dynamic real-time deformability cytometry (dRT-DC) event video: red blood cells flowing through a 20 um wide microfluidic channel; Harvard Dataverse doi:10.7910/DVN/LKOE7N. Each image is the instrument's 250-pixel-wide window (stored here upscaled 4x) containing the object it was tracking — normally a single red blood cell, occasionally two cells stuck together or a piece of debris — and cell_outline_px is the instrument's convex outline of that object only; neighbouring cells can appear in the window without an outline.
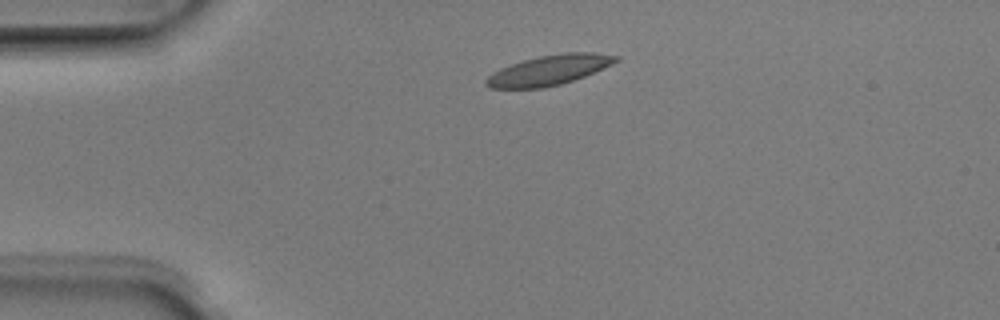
{"species": "Egyptian fruit bat (a non-hibernating species)", "species_latin": "Rousettus aegyptiacus", "temperature_condition": "room temperature", "stored_images_in_passage": 3, "camera_frame_rate_fps": 3000, "um_per_image_px": 0.085, "animal": {"sex": "male"}, "frame": {"image": 1, "passage_image": 1, "time_ms": 0.0, "image_size_px": [1000, 320], "cell_outline_px": [[620, 60], [612, 64], [584, 76], [560, 84], [544, 88], [488, 88], [484, 84], [484, 80], [492, 72], [500, 68], [524, 60], [540, 56], [564, 52], [592, 52], [620, 56]], "centroid_in_image_um": [46.65, 5.96], "position_along_channel_um": 38.3, "area_um2": 22.6}}